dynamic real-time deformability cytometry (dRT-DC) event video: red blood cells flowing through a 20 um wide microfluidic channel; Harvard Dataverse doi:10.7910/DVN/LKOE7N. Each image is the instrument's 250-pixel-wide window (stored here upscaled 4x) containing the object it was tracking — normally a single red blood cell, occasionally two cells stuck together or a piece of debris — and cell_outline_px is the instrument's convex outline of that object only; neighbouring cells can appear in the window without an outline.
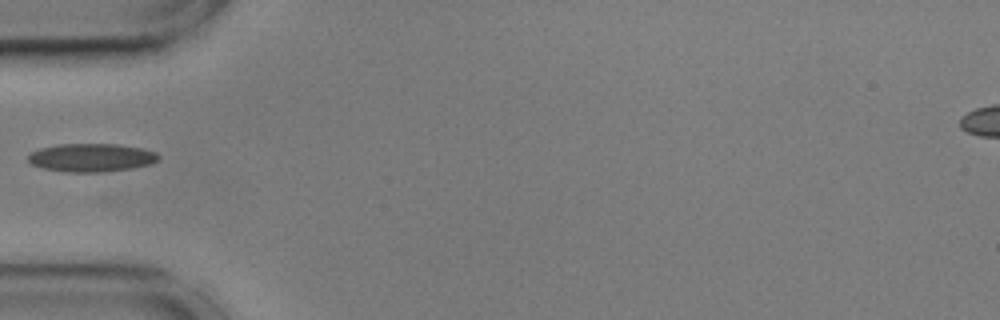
{"species": "common noctule bat (a hibernating species)", "species_latin": "Nyctalus noctula", "temperature_condition": "cold", "stored_images_in_passage": 23, "camera_frame_rate_fps": 3000, "um_per_image_px": 0.085, "animal": {"sex": "male", "body_mass_g": 17.9, "forearm_length_mm": 54.2}, "frame": {"image": 1, "passage_image": 1, "time_ms": 0.0, "image_size_px": [1000, 320], "cell_outline_px": [[160, 160], [152, 164], [132, 168], [100, 172], [64, 172], [44, 168], [32, 164], [28, 160], [28, 156], [32, 152], [40, 148], [60, 144], [116, 144], [140, 148], [156, 152], [160, 156]], "centroid_in_image_um": [7.8, 13.4], "position_along_channel_um": 77.2, "area_um2": 21.44}}